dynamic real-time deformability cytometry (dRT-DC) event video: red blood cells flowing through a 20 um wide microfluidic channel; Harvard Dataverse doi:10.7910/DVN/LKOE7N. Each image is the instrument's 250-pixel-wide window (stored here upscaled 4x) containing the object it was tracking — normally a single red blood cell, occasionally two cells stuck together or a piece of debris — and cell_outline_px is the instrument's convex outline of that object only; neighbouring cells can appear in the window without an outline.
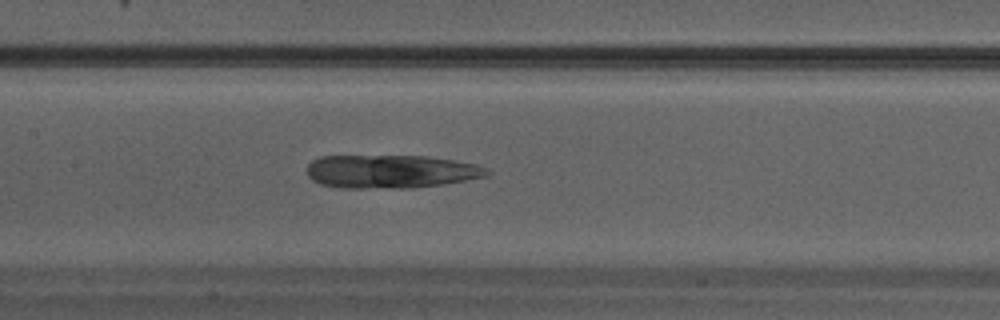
{"species": "Egyptian fruit bat (a non-hibernating species)", "species_latin": "Rousettus aegyptiacus", "temperature_condition": "warm", "stored_images_in_passage": 17, "camera_frame_rate_fps": 3000, "um_per_image_px": 0.085, "animal": {"sex": "male"}, "frame": {"image": 1, "passage_image": 8, "time_ms": 2.333, "image_size_px": [1000, 320], "cell_outline_px": [[492, 172], [488, 176], [440, 184], [412, 188], [344, 188], [320, 184], [312, 180], [308, 176], [308, 164], [312, 160], [320, 156], [428, 156], [476, 164], [488, 168]], "centroid_in_image_um": [33.22, 14.57], "position_along_channel_um": 174.2, "area_um2": 35.03}}
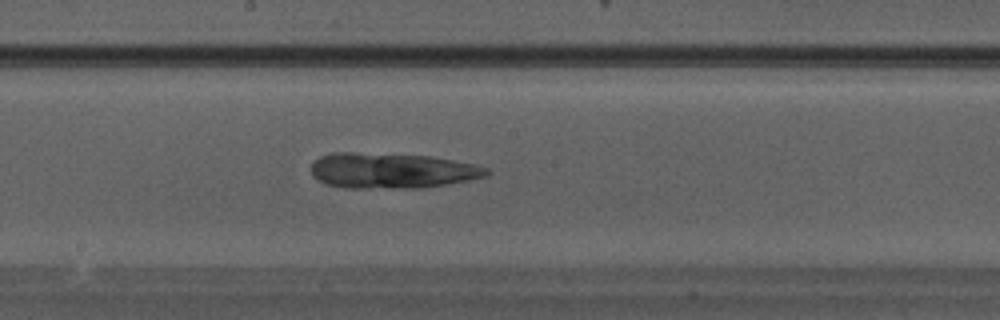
{"frame": {"image": 2, "passage_image": 10, "time_ms": 3.0, "image_size_px": [1000, 320], "cell_outline_px": [[492, 172], [488, 176], [468, 180], [420, 188], [344, 188], [324, 184], [316, 180], [312, 176], [312, 164], [320, 156], [332, 152], [352, 152], [432, 156], [476, 164], [488, 168]], "centroid_in_image_um": [33.3, 14.5], "position_along_channel_um": 214.9, "area_um2": 36.59}}
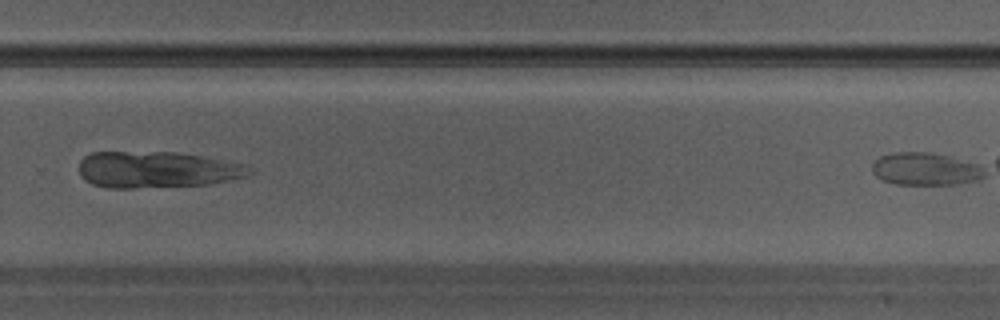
{"frame": {"image": 3, "passage_image": 15, "time_ms": 4.667, "image_size_px": [1000, 320], "cell_outline_px": [[252, 172], [248, 176], [208, 184], [132, 188], [108, 188], [92, 184], [84, 180], [80, 176], [80, 160], [84, 156], [92, 152], [176, 152], [200, 156], [244, 164]], "centroid_in_image_um": [13.28, 14.42], "position_along_channel_um": 316.5, "area_um2": 35.95}}